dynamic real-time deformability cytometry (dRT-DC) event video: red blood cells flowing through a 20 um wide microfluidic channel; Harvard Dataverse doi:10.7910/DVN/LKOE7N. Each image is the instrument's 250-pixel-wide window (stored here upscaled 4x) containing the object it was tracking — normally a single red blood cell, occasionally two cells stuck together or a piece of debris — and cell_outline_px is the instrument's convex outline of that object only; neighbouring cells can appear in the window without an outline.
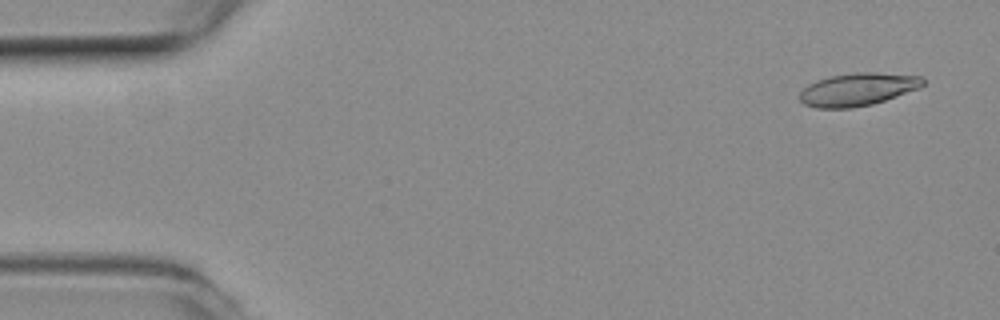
{"species": "common noctule bat (a hibernating species)", "species_latin": "Nyctalus noctula", "temperature_condition": "room temperature", "stored_images_in_passage": 4, "camera_frame_rate_fps": 3000, "um_per_image_px": 0.085, "animal": {"sex": "female", "body_mass_g": 19.3, "forearm_length_mm": 54.1}, "frame": {"image": 1, "passage_image": 4, "time_ms": 1.0, "image_size_px": [1000, 320], "cell_outline_px": [[924, 84], [920, 88], [872, 104], [852, 108], [816, 108], [804, 104], [800, 100], [800, 92], [808, 84], [816, 80], [832, 76], [856, 72], [876, 72], [920, 76], [924, 80]], "centroid_in_image_um": [72.9, 7.6], "position_along_channel_um": 12.1, "area_um2": 23.47}}